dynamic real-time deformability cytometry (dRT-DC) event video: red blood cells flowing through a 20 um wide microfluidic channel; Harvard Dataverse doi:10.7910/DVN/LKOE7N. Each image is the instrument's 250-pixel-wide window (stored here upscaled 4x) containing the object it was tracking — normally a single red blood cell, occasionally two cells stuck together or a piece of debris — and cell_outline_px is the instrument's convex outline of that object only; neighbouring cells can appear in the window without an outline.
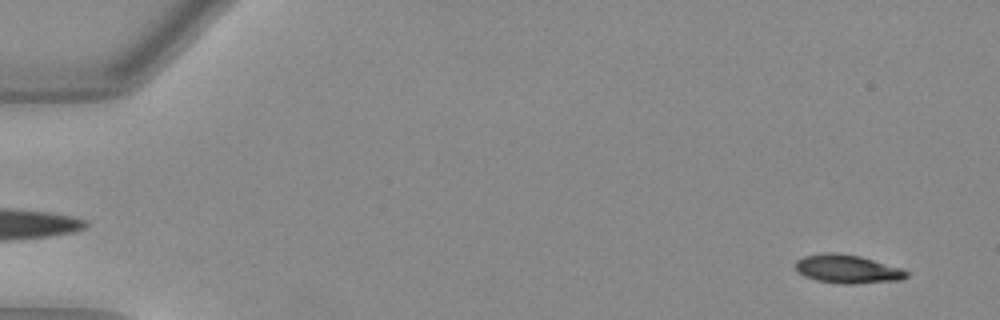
{"species": "Egyptian fruit bat (a non-hibernating species)", "species_latin": "Rousettus aegyptiacus", "temperature_condition": "warm", "stored_images_in_passage": 52, "camera_frame_rate_fps": 3000, "um_per_image_px": 0.085, "animal": {"sex": "female"}, "frame": {"image": 1, "passage_image": 3, "time_ms": 0.667, "image_size_px": [1000, 320], "cell_outline_px": [[908, 276], [900, 280], [852, 284], [840, 284], [816, 280], [804, 276], [796, 268], [796, 260], [804, 256], [824, 252], [836, 252], [860, 256], [900, 268], [908, 272]], "centroid_in_image_um": [72.01, 22.86], "position_along_channel_um": 13.0, "area_um2": 18.38}}
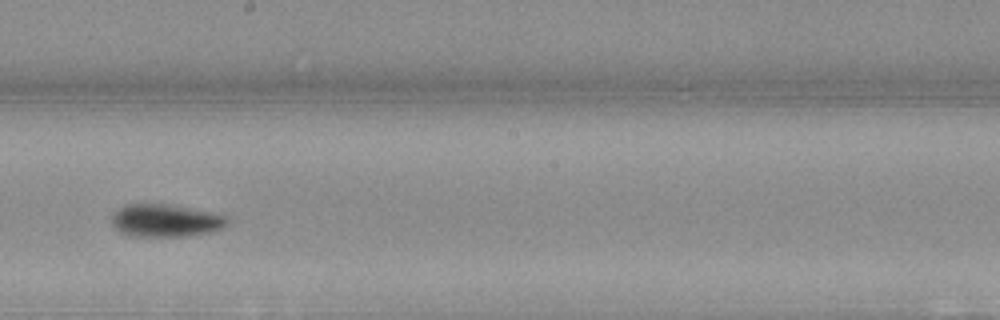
{"frame": {"image": 2, "passage_image": 30, "time_ms": 9.667, "image_size_px": [1000, 320], "cell_outline_px": [[228, 224], [224, 228], [212, 232], [188, 236], [132, 236], [120, 232], [112, 224], [112, 216], [120, 208], [128, 204], [160, 204], [216, 212], [224, 216], [228, 220]], "centroid_in_image_um": [14.12, 18.76], "position_along_channel_um": 234.1, "area_um2": 21.85}}
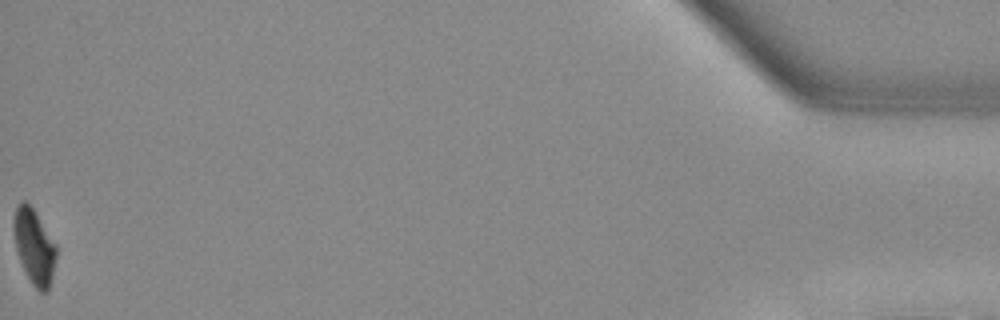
{"frame": {"image": 3, "passage_image": 52, "time_ms": 17.0, "image_size_px": [1000, 320], "cell_outline_px": [[56, 256], [52, 276], [48, 288], [44, 292], [40, 292], [32, 284], [20, 260], [16, 248], [12, 228], [12, 220], [16, 208], [24, 200], [32, 208], [56, 244]], "centroid_in_image_um": [2.89, 20.95], "position_along_channel_um": 432.3, "area_um2": 18.15}, "authors_computed_cell_mechanics": {"area_um2": 19.5653, "velocity_mm_per_s": 4.0012, "shape_relaxation_time_tau1_ms": 3.541, "shape_relaxation_time_tau2_ms": 2.4391, "deformation_change_tau1": 0.1745, "deformation_change_tau2": 0.0693}}